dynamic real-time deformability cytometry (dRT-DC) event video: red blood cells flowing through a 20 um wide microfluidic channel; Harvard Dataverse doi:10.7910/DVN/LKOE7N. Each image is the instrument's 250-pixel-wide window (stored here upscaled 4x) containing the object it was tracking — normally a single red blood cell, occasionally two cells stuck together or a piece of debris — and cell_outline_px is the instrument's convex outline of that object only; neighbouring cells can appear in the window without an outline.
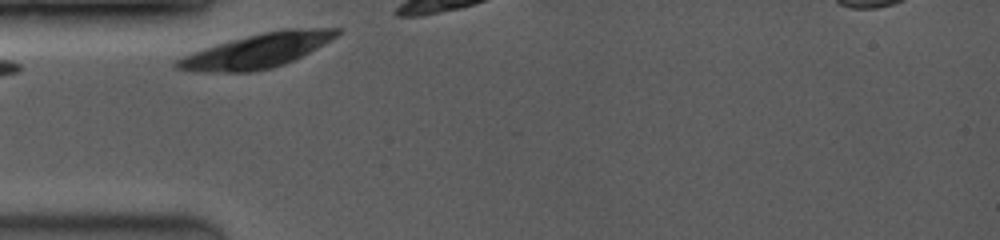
{"species": "common noctule bat (a hibernating species)", "species_latin": "Nyctalus noctula", "temperature_condition": "room temperature", "stored_images_in_passage": 1, "camera_frame_rate_fps": 3500, "um_per_image_px": 0.085, "animal": {"sex": "female", "body_mass_g": 19.0, "forearm_length_mm": 53.3}, "frame": {"image": 1, "passage_image": 1, "time_ms": 0.0, "image_size_px": [1000, 240], "cell_outline_px": [[344, 32], [324, 44], [284, 64], [272, 68], [252, 72], [192, 72], [176, 68], [172, 64], [176, 60], [192, 52], [216, 44], [264, 32], [284, 28], [344, 28]], "centroid_in_image_um": [21.86, 4.31], "position_along_channel_um": 63.1, "area_um2": 31.91}}